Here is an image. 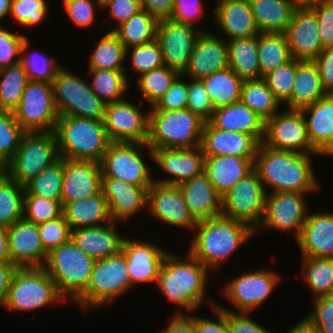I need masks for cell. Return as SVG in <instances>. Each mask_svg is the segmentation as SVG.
Returning a JSON list of instances; mask_svg holds the SVG:
<instances>
[{
	"mask_svg": "<svg viewBox=\"0 0 333 333\" xmlns=\"http://www.w3.org/2000/svg\"><path fill=\"white\" fill-rule=\"evenodd\" d=\"M293 151L276 150L260 143L254 160L257 171L267 193L299 192L310 194L320 190L312 167L311 156ZM271 187V192L266 189Z\"/></svg>",
	"mask_w": 333,
	"mask_h": 333,
	"instance_id": "6da1fadb",
	"label": "cell"
},
{
	"mask_svg": "<svg viewBox=\"0 0 333 333\" xmlns=\"http://www.w3.org/2000/svg\"><path fill=\"white\" fill-rule=\"evenodd\" d=\"M186 253L183 258L168 252L159 269L156 283L169 302L182 308L175 314H191L199 310L204 300H208L205 290L208 273L211 272L188 251Z\"/></svg>",
	"mask_w": 333,
	"mask_h": 333,
	"instance_id": "7a4b0ae2",
	"label": "cell"
},
{
	"mask_svg": "<svg viewBox=\"0 0 333 333\" xmlns=\"http://www.w3.org/2000/svg\"><path fill=\"white\" fill-rule=\"evenodd\" d=\"M193 241L187 250L210 272L219 271L223 263L255 235L246 223L223 215L198 221Z\"/></svg>",
	"mask_w": 333,
	"mask_h": 333,
	"instance_id": "3957f363",
	"label": "cell"
},
{
	"mask_svg": "<svg viewBox=\"0 0 333 333\" xmlns=\"http://www.w3.org/2000/svg\"><path fill=\"white\" fill-rule=\"evenodd\" d=\"M59 156L100 163L111 143L103 120L59 116L54 130Z\"/></svg>",
	"mask_w": 333,
	"mask_h": 333,
	"instance_id": "277c9868",
	"label": "cell"
},
{
	"mask_svg": "<svg viewBox=\"0 0 333 333\" xmlns=\"http://www.w3.org/2000/svg\"><path fill=\"white\" fill-rule=\"evenodd\" d=\"M200 116L189 109L149 110L148 139L150 149L201 147L203 127Z\"/></svg>",
	"mask_w": 333,
	"mask_h": 333,
	"instance_id": "5b68a950",
	"label": "cell"
},
{
	"mask_svg": "<svg viewBox=\"0 0 333 333\" xmlns=\"http://www.w3.org/2000/svg\"><path fill=\"white\" fill-rule=\"evenodd\" d=\"M95 261L70 240L51 249L43 267L59 294L73 303L86 290Z\"/></svg>",
	"mask_w": 333,
	"mask_h": 333,
	"instance_id": "8992f818",
	"label": "cell"
},
{
	"mask_svg": "<svg viewBox=\"0 0 333 333\" xmlns=\"http://www.w3.org/2000/svg\"><path fill=\"white\" fill-rule=\"evenodd\" d=\"M124 252L95 261L86 290L73 302L88 309H101L131 289ZM91 307V308H90Z\"/></svg>",
	"mask_w": 333,
	"mask_h": 333,
	"instance_id": "52a82bcc",
	"label": "cell"
},
{
	"mask_svg": "<svg viewBox=\"0 0 333 333\" xmlns=\"http://www.w3.org/2000/svg\"><path fill=\"white\" fill-rule=\"evenodd\" d=\"M55 282L42 267H17L12 275L3 308L31 312L54 303H67Z\"/></svg>",
	"mask_w": 333,
	"mask_h": 333,
	"instance_id": "ba28073f",
	"label": "cell"
},
{
	"mask_svg": "<svg viewBox=\"0 0 333 333\" xmlns=\"http://www.w3.org/2000/svg\"><path fill=\"white\" fill-rule=\"evenodd\" d=\"M59 158L54 131L25 132L15 155L6 163V174L25 186Z\"/></svg>",
	"mask_w": 333,
	"mask_h": 333,
	"instance_id": "9c48e42d",
	"label": "cell"
},
{
	"mask_svg": "<svg viewBox=\"0 0 333 333\" xmlns=\"http://www.w3.org/2000/svg\"><path fill=\"white\" fill-rule=\"evenodd\" d=\"M62 66L52 80L54 103L59 116L104 120L106 104L85 80Z\"/></svg>",
	"mask_w": 333,
	"mask_h": 333,
	"instance_id": "30bf717a",
	"label": "cell"
},
{
	"mask_svg": "<svg viewBox=\"0 0 333 333\" xmlns=\"http://www.w3.org/2000/svg\"><path fill=\"white\" fill-rule=\"evenodd\" d=\"M142 149L153 161V151L146 143L111 142L100 161L102 178L121 179L148 190L154 179Z\"/></svg>",
	"mask_w": 333,
	"mask_h": 333,
	"instance_id": "8fae6325",
	"label": "cell"
},
{
	"mask_svg": "<svg viewBox=\"0 0 333 333\" xmlns=\"http://www.w3.org/2000/svg\"><path fill=\"white\" fill-rule=\"evenodd\" d=\"M13 113L25 132L54 131L59 114L54 103L52 83L28 80Z\"/></svg>",
	"mask_w": 333,
	"mask_h": 333,
	"instance_id": "7c38bea8",
	"label": "cell"
},
{
	"mask_svg": "<svg viewBox=\"0 0 333 333\" xmlns=\"http://www.w3.org/2000/svg\"><path fill=\"white\" fill-rule=\"evenodd\" d=\"M267 192L255 169L222 197V215L248 224L255 230L262 221Z\"/></svg>",
	"mask_w": 333,
	"mask_h": 333,
	"instance_id": "4fadbf2b",
	"label": "cell"
},
{
	"mask_svg": "<svg viewBox=\"0 0 333 333\" xmlns=\"http://www.w3.org/2000/svg\"><path fill=\"white\" fill-rule=\"evenodd\" d=\"M305 196L304 193L291 191L267 193L263 218L254 234L267 227L287 235L292 233L297 240L308 212Z\"/></svg>",
	"mask_w": 333,
	"mask_h": 333,
	"instance_id": "5bb4252c",
	"label": "cell"
},
{
	"mask_svg": "<svg viewBox=\"0 0 333 333\" xmlns=\"http://www.w3.org/2000/svg\"><path fill=\"white\" fill-rule=\"evenodd\" d=\"M281 277L268 268L246 271L224 285L223 294L240 313H251L261 307L275 291Z\"/></svg>",
	"mask_w": 333,
	"mask_h": 333,
	"instance_id": "9a60e30c",
	"label": "cell"
},
{
	"mask_svg": "<svg viewBox=\"0 0 333 333\" xmlns=\"http://www.w3.org/2000/svg\"><path fill=\"white\" fill-rule=\"evenodd\" d=\"M284 111L277 112L265 121L262 144L276 150L319 154L309 141L302 111L296 109H284Z\"/></svg>",
	"mask_w": 333,
	"mask_h": 333,
	"instance_id": "2e32d148",
	"label": "cell"
},
{
	"mask_svg": "<svg viewBox=\"0 0 333 333\" xmlns=\"http://www.w3.org/2000/svg\"><path fill=\"white\" fill-rule=\"evenodd\" d=\"M124 99L106 105L104 126L111 142L146 143L148 139L149 110Z\"/></svg>",
	"mask_w": 333,
	"mask_h": 333,
	"instance_id": "e0dca14e",
	"label": "cell"
},
{
	"mask_svg": "<svg viewBox=\"0 0 333 333\" xmlns=\"http://www.w3.org/2000/svg\"><path fill=\"white\" fill-rule=\"evenodd\" d=\"M205 29L198 30L171 18L159 20L156 39L164 65L182 74L187 68L198 35L203 31H210Z\"/></svg>",
	"mask_w": 333,
	"mask_h": 333,
	"instance_id": "ac0fdd59",
	"label": "cell"
},
{
	"mask_svg": "<svg viewBox=\"0 0 333 333\" xmlns=\"http://www.w3.org/2000/svg\"><path fill=\"white\" fill-rule=\"evenodd\" d=\"M146 209L155 220L173 227L189 229L192 233L198 224L178 186L154 182L147 190Z\"/></svg>",
	"mask_w": 333,
	"mask_h": 333,
	"instance_id": "d6986e66",
	"label": "cell"
},
{
	"mask_svg": "<svg viewBox=\"0 0 333 333\" xmlns=\"http://www.w3.org/2000/svg\"><path fill=\"white\" fill-rule=\"evenodd\" d=\"M318 20L310 7H297L284 35L292 58L298 61H314L323 51Z\"/></svg>",
	"mask_w": 333,
	"mask_h": 333,
	"instance_id": "ffe728a7",
	"label": "cell"
},
{
	"mask_svg": "<svg viewBox=\"0 0 333 333\" xmlns=\"http://www.w3.org/2000/svg\"><path fill=\"white\" fill-rule=\"evenodd\" d=\"M153 161L169 178L154 179L164 185L179 186L204 171L205 155L202 148H156Z\"/></svg>",
	"mask_w": 333,
	"mask_h": 333,
	"instance_id": "44dd1931",
	"label": "cell"
},
{
	"mask_svg": "<svg viewBox=\"0 0 333 333\" xmlns=\"http://www.w3.org/2000/svg\"><path fill=\"white\" fill-rule=\"evenodd\" d=\"M121 250L125 255L132 288L141 283H157L159 269L168 254L166 249L148 240L125 236Z\"/></svg>",
	"mask_w": 333,
	"mask_h": 333,
	"instance_id": "7402d4cb",
	"label": "cell"
},
{
	"mask_svg": "<svg viewBox=\"0 0 333 333\" xmlns=\"http://www.w3.org/2000/svg\"><path fill=\"white\" fill-rule=\"evenodd\" d=\"M228 67L227 41L217 33L203 31L195 41L187 68L182 75L187 76L186 79L201 80Z\"/></svg>",
	"mask_w": 333,
	"mask_h": 333,
	"instance_id": "603a6c76",
	"label": "cell"
},
{
	"mask_svg": "<svg viewBox=\"0 0 333 333\" xmlns=\"http://www.w3.org/2000/svg\"><path fill=\"white\" fill-rule=\"evenodd\" d=\"M100 163L63 158L61 203L85 199L99 194L102 189Z\"/></svg>",
	"mask_w": 333,
	"mask_h": 333,
	"instance_id": "cb8c5ba5",
	"label": "cell"
},
{
	"mask_svg": "<svg viewBox=\"0 0 333 333\" xmlns=\"http://www.w3.org/2000/svg\"><path fill=\"white\" fill-rule=\"evenodd\" d=\"M11 263L16 267H42L48 252L43 247L37 224L22 218L8 227Z\"/></svg>",
	"mask_w": 333,
	"mask_h": 333,
	"instance_id": "d4e9b609",
	"label": "cell"
},
{
	"mask_svg": "<svg viewBox=\"0 0 333 333\" xmlns=\"http://www.w3.org/2000/svg\"><path fill=\"white\" fill-rule=\"evenodd\" d=\"M105 196L112 221L122 223L146 209L147 190L117 178H102Z\"/></svg>",
	"mask_w": 333,
	"mask_h": 333,
	"instance_id": "484cf974",
	"label": "cell"
},
{
	"mask_svg": "<svg viewBox=\"0 0 333 333\" xmlns=\"http://www.w3.org/2000/svg\"><path fill=\"white\" fill-rule=\"evenodd\" d=\"M212 15L221 29L222 37L228 40L248 38L260 33L249 0H216ZM220 28V29H219Z\"/></svg>",
	"mask_w": 333,
	"mask_h": 333,
	"instance_id": "4316f807",
	"label": "cell"
},
{
	"mask_svg": "<svg viewBox=\"0 0 333 333\" xmlns=\"http://www.w3.org/2000/svg\"><path fill=\"white\" fill-rule=\"evenodd\" d=\"M259 145L252 135L217 129L208 121L204 124L201 148L205 156L256 157Z\"/></svg>",
	"mask_w": 333,
	"mask_h": 333,
	"instance_id": "83f0119b",
	"label": "cell"
},
{
	"mask_svg": "<svg viewBox=\"0 0 333 333\" xmlns=\"http://www.w3.org/2000/svg\"><path fill=\"white\" fill-rule=\"evenodd\" d=\"M302 257L333 258V212L306 216L297 240Z\"/></svg>",
	"mask_w": 333,
	"mask_h": 333,
	"instance_id": "f1b7e54d",
	"label": "cell"
},
{
	"mask_svg": "<svg viewBox=\"0 0 333 333\" xmlns=\"http://www.w3.org/2000/svg\"><path fill=\"white\" fill-rule=\"evenodd\" d=\"M117 232V223L112 221L102 226L73 229L71 240L95 260L105 259L121 250L125 236Z\"/></svg>",
	"mask_w": 333,
	"mask_h": 333,
	"instance_id": "f546056e",
	"label": "cell"
},
{
	"mask_svg": "<svg viewBox=\"0 0 333 333\" xmlns=\"http://www.w3.org/2000/svg\"><path fill=\"white\" fill-rule=\"evenodd\" d=\"M188 209L197 221L222 215V199L203 171L178 186Z\"/></svg>",
	"mask_w": 333,
	"mask_h": 333,
	"instance_id": "4dcf8cb0",
	"label": "cell"
},
{
	"mask_svg": "<svg viewBox=\"0 0 333 333\" xmlns=\"http://www.w3.org/2000/svg\"><path fill=\"white\" fill-rule=\"evenodd\" d=\"M208 122L217 129L252 135L259 143L264 139L265 120L241 101L214 109Z\"/></svg>",
	"mask_w": 333,
	"mask_h": 333,
	"instance_id": "1f68e13d",
	"label": "cell"
},
{
	"mask_svg": "<svg viewBox=\"0 0 333 333\" xmlns=\"http://www.w3.org/2000/svg\"><path fill=\"white\" fill-rule=\"evenodd\" d=\"M255 157L233 155L205 156L204 172L222 197L238 181L254 169Z\"/></svg>",
	"mask_w": 333,
	"mask_h": 333,
	"instance_id": "d6a6232c",
	"label": "cell"
},
{
	"mask_svg": "<svg viewBox=\"0 0 333 333\" xmlns=\"http://www.w3.org/2000/svg\"><path fill=\"white\" fill-rule=\"evenodd\" d=\"M313 148L322 155L333 144V94L301 109Z\"/></svg>",
	"mask_w": 333,
	"mask_h": 333,
	"instance_id": "836d02e7",
	"label": "cell"
},
{
	"mask_svg": "<svg viewBox=\"0 0 333 333\" xmlns=\"http://www.w3.org/2000/svg\"><path fill=\"white\" fill-rule=\"evenodd\" d=\"M62 215L71 230L102 226L112 222L102 191L92 197L63 204Z\"/></svg>",
	"mask_w": 333,
	"mask_h": 333,
	"instance_id": "e575fe53",
	"label": "cell"
},
{
	"mask_svg": "<svg viewBox=\"0 0 333 333\" xmlns=\"http://www.w3.org/2000/svg\"><path fill=\"white\" fill-rule=\"evenodd\" d=\"M314 61L296 60V72L291 97L284 103L287 109L301 110L326 96Z\"/></svg>",
	"mask_w": 333,
	"mask_h": 333,
	"instance_id": "d590c367",
	"label": "cell"
},
{
	"mask_svg": "<svg viewBox=\"0 0 333 333\" xmlns=\"http://www.w3.org/2000/svg\"><path fill=\"white\" fill-rule=\"evenodd\" d=\"M260 33H284L297 6L292 0H249Z\"/></svg>",
	"mask_w": 333,
	"mask_h": 333,
	"instance_id": "8d00e7d4",
	"label": "cell"
},
{
	"mask_svg": "<svg viewBox=\"0 0 333 333\" xmlns=\"http://www.w3.org/2000/svg\"><path fill=\"white\" fill-rule=\"evenodd\" d=\"M228 63L243 80L260 79L258 35L227 41Z\"/></svg>",
	"mask_w": 333,
	"mask_h": 333,
	"instance_id": "74e56055",
	"label": "cell"
},
{
	"mask_svg": "<svg viewBox=\"0 0 333 333\" xmlns=\"http://www.w3.org/2000/svg\"><path fill=\"white\" fill-rule=\"evenodd\" d=\"M201 80L214 109L240 101L244 80L229 67Z\"/></svg>",
	"mask_w": 333,
	"mask_h": 333,
	"instance_id": "f35d334b",
	"label": "cell"
},
{
	"mask_svg": "<svg viewBox=\"0 0 333 333\" xmlns=\"http://www.w3.org/2000/svg\"><path fill=\"white\" fill-rule=\"evenodd\" d=\"M158 20L147 11L141 10L117 26L113 32L125 49L152 42L156 39Z\"/></svg>",
	"mask_w": 333,
	"mask_h": 333,
	"instance_id": "ab89813d",
	"label": "cell"
},
{
	"mask_svg": "<svg viewBox=\"0 0 333 333\" xmlns=\"http://www.w3.org/2000/svg\"><path fill=\"white\" fill-rule=\"evenodd\" d=\"M94 45L89 58V70L108 69L126 72L123 66L126 61V49L113 31L106 32Z\"/></svg>",
	"mask_w": 333,
	"mask_h": 333,
	"instance_id": "60d3db41",
	"label": "cell"
},
{
	"mask_svg": "<svg viewBox=\"0 0 333 333\" xmlns=\"http://www.w3.org/2000/svg\"><path fill=\"white\" fill-rule=\"evenodd\" d=\"M92 91L107 105L122 101L130 87L125 71L108 69L88 70Z\"/></svg>",
	"mask_w": 333,
	"mask_h": 333,
	"instance_id": "b9f144b4",
	"label": "cell"
},
{
	"mask_svg": "<svg viewBox=\"0 0 333 333\" xmlns=\"http://www.w3.org/2000/svg\"><path fill=\"white\" fill-rule=\"evenodd\" d=\"M302 276L314 299L333 296V258L302 257Z\"/></svg>",
	"mask_w": 333,
	"mask_h": 333,
	"instance_id": "7bdbcfd3",
	"label": "cell"
},
{
	"mask_svg": "<svg viewBox=\"0 0 333 333\" xmlns=\"http://www.w3.org/2000/svg\"><path fill=\"white\" fill-rule=\"evenodd\" d=\"M260 78L292 59L284 33H259Z\"/></svg>",
	"mask_w": 333,
	"mask_h": 333,
	"instance_id": "ee69618b",
	"label": "cell"
},
{
	"mask_svg": "<svg viewBox=\"0 0 333 333\" xmlns=\"http://www.w3.org/2000/svg\"><path fill=\"white\" fill-rule=\"evenodd\" d=\"M240 101L265 121L281 108V103L274 97L263 78L244 80Z\"/></svg>",
	"mask_w": 333,
	"mask_h": 333,
	"instance_id": "f6af8a7d",
	"label": "cell"
},
{
	"mask_svg": "<svg viewBox=\"0 0 333 333\" xmlns=\"http://www.w3.org/2000/svg\"><path fill=\"white\" fill-rule=\"evenodd\" d=\"M180 73L167 66H161L136 78L137 88L145 103L151 108L171 87Z\"/></svg>",
	"mask_w": 333,
	"mask_h": 333,
	"instance_id": "bcb514c9",
	"label": "cell"
},
{
	"mask_svg": "<svg viewBox=\"0 0 333 333\" xmlns=\"http://www.w3.org/2000/svg\"><path fill=\"white\" fill-rule=\"evenodd\" d=\"M25 187L7 174L0 179V225L9 227L23 218Z\"/></svg>",
	"mask_w": 333,
	"mask_h": 333,
	"instance_id": "7dc6e473",
	"label": "cell"
},
{
	"mask_svg": "<svg viewBox=\"0 0 333 333\" xmlns=\"http://www.w3.org/2000/svg\"><path fill=\"white\" fill-rule=\"evenodd\" d=\"M28 78L18 62L0 69V110L13 112L18 106Z\"/></svg>",
	"mask_w": 333,
	"mask_h": 333,
	"instance_id": "c3c4849f",
	"label": "cell"
},
{
	"mask_svg": "<svg viewBox=\"0 0 333 333\" xmlns=\"http://www.w3.org/2000/svg\"><path fill=\"white\" fill-rule=\"evenodd\" d=\"M30 40L26 37L22 42L19 63L24 68L28 80L52 83L59 69L63 66L45 53H29ZM28 51V52H27Z\"/></svg>",
	"mask_w": 333,
	"mask_h": 333,
	"instance_id": "681fc988",
	"label": "cell"
},
{
	"mask_svg": "<svg viewBox=\"0 0 333 333\" xmlns=\"http://www.w3.org/2000/svg\"><path fill=\"white\" fill-rule=\"evenodd\" d=\"M62 181L63 158L60 157L24 186V195H36L52 200H61Z\"/></svg>",
	"mask_w": 333,
	"mask_h": 333,
	"instance_id": "f907efd6",
	"label": "cell"
},
{
	"mask_svg": "<svg viewBox=\"0 0 333 333\" xmlns=\"http://www.w3.org/2000/svg\"><path fill=\"white\" fill-rule=\"evenodd\" d=\"M47 0H12L9 16L11 23L32 28L44 23L48 15ZM13 21V22H12Z\"/></svg>",
	"mask_w": 333,
	"mask_h": 333,
	"instance_id": "816d5d0a",
	"label": "cell"
},
{
	"mask_svg": "<svg viewBox=\"0 0 333 333\" xmlns=\"http://www.w3.org/2000/svg\"><path fill=\"white\" fill-rule=\"evenodd\" d=\"M61 200L24 195L23 218L37 225L62 216Z\"/></svg>",
	"mask_w": 333,
	"mask_h": 333,
	"instance_id": "f5cc1de1",
	"label": "cell"
},
{
	"mask_svg": "<svg viewBox=\"0 0 333 333\" xmlns=\"http://www.w3.org/2000/svg\"><path fill=\"white\" fill-rule=\"evenodd\" d=\"M129 55L130 58L128 57ZM127 58L130 59L131 69L134 70V73H138L137 77L145 72L164 66L161 48L157 39L126 49V60Z\"/></svg>",
	"mask_w": 333,
	"mask_h": 333,
	"instance_id": "db71d44e",
	"label": "cell"
},
{
	"mask_svg": "<svg viewBox=\"0 0 333 333\" xmlns=\"http://www.w3.org/2000/svg\"><path fill=\"white\" fill-rule=\"evenodd\" d=\"M24 133L13 112L0 110V159L5 164L15 155Z\"/></svg>",
	"mask_w": 333,
	"mask_h": 333,
	"instance_id": "11a10c76",
	"label": "cell"
},
{
	"mask_svg": "<svg viewBox=\"0 0 333 333\" xmlns=\"http://www.w3.org/2000/svg\"><path fill=\"white\" fill-rule=\"evenodd\" d=\"M295 72L296 60L292 58L289 62L279 66L277 69L269 71L263 76L268 88L282 106L291 97Z\"/></svg>",
	"mask_w": 333,
	"mask_h": 333,
	"instance_id": "9f6ffc18",
	"label": "cell"
},
{
	"mask_svg": "<svg viewBox=\"0 0 333 333\" xmlns=\"http://www.w3.org/2000/svg\"><path fill=\"white\" fill-rule=\"evenodd\" d=\"M65 12L69 20H71L76 27L89 28L95 23L96 8L102 10L101 0H62ZM97 3V4H95ZM96 5V6H95ZM96 7V8H95Z\"/></svg>",
	"mask_w": 333,
	"mask_h": 333,
	"instance_id": "6f0895ef",
	"label": "cell"
},
{
	"mask_svg": "<svg viewBox=\"0 0 333 333\" xmlns=\"http://www.w3.org/2000/svg\"><path fill=\"white\" fill-rule=\"evenodd\" d=\"M38 227L43 247L47 252L71 240V228L63 215L41 223Z\"/></svg>",
	"mask_w": 333,
	"mask_h": 333,
	"instance_id": "680465c9",
	"label": "cell"
},
{
	"mask_svg": "<svg viewBox=\"0 0 333 333\" xmlns=\"http://www.w3.org/2000/svg\"><path fill=\"white\" fill-rule=\"evenodd\" d=\"M190 79L188 83V98L186 109H189L192 113L197 114L203 120L208 121L214 108L209 99L208 93L200 79Z\"/></svg>",
	"mask_w": 333,
	"mask_h": 333,
	"instance_id": "91938a15",
	"label": "cell"
},
{
	"mask_svg": "<svg viewBox=\"0 0 333 333\" xmlns=\"http://www.w3.org/2000/svg\"><path fill=\"white\" fill-rule=\"evenodd\" d=\"M26 36L0 24V69L19 62L22 42Z\"/></svg>",
	"mask_w": 333,
	"mask_h": 333,
	"instance_id": "94428289",
	"label": "cell"
},
{
	"mask_svg": "<svg viewBox=\"0 0 333 333\" xmlns=\"http://www.w3.org/2000/svg\"><path fill=\"white\" fill-rule=\"evenodd\" d=\"M183 79V80H182ZM180 74L169 90L149 110H183L187 106L188 82Z\"/></svg>",
	"mask_w": 333,
	"mask_h": 333,
	"instance_id": "6125c7cd",
	"label": "cell"
},
{
	"mask_svg": "<svg viewBox=\"0 0 333 333\" xmlns=\"http://www.w3.org/2000/svg\"><path fill=\"white\" fill-rule=\"evenodd\" d=\"M312 309L306 318L319 333H333V296L318 297L313 300Z\"/></svg>",
	"mask_w": 333,
	"mask_h": 333,
	"instance_id": "be15d7a7",
	"label": "cell"
},
{
	"mask_svg": "<svg viewBox=\"0 0 333 333\" xmlns=\"http://www.w3.org/2000/svg\"><path fill=\"white\" fill-rule=\"evenodd\" d=\"M310 8L318 20V32L323 48L333 47V0H322Z\"/></svg>",
	"mask_w": 333,
	"mask_h": 333,
	"instance_id": "e7e4bbea",
	"label": "cell"
},
{
	"mask_svg": "<svg viewBox=\"0 0 333 333\" xmlns=\"http://www.w3.org/2000/svg\"><path fill=\"white\" fill-rule=\"evenodd\" d=\"M204 3L202 0H174L171 19L195 28L204 16Z\"/></svg>",
	"mask_w": 333,
	"mask_h": 333,
	"instance_id": "03108f58",
	"label": "cell"
},
{
	"mask_svg": "<svg viewBox=\"0 0 333 333\" xmlns=\"http://www.w3.org/2000/svg\"><path fill=\"white\" fill-rule=\"evenodd\" d=\"M103 10H108L112 22L115 21L116 25L111 29L113 31L121 23L138 14L142 8L139 0H103Z\"/></svg>",
	"mask_w": 333,
	"mask_h": 333,
	"instance_id": "003e7915",
	"label": "cell"
},
{
	"mask_svg": "<svg viewBox=\"0 0 333 333\" xmlns=\"http://www.w3.org/2000/svg\"><path fill=\"white\" fill-rule=\"evenodd\" d=\"M216 306L227 311V327L229 333H273L257 321L251 319V313H237L233 310L222 307L219 303Z\"/></svg>",
	"mask_w": 333,
	"mask_h": 333,
	"instance_id": "a7ac6f4b",
	"label": "cell"
},
{
	"mask_svg": "<svg viewBox=\"0 0 333 333\" xmlns=\"http://www.w3.org/2000/svg\"><path fill=\"white\" fill-rule=\"evenodd\" d=\"M208 306L211 311L216 315L217 321L205 317L196 316L194 314V324L196 333H229L227 327V311H223L216 306V301L209 300Z\"/></svg>",
	"mask_w": 333,
	"mask_h": 333,
	"instance_id": "89a4df30",
	"label": "cell"
},
{
	"mask_svg": "<svg viewBox=\"0 0 333 333\" xmlns=\"http://www.w3.org/2000/svg\"><path fill=\"white\" fill-rule=\"evenodd\" d=\"M321 84L327 94H333V47L324 48L314 60Z\"/></svg>",
	"mask_w": 333,
	"mask_h": 333,
	"instance_id": "2644e50d",
	"label": "cell"
},
{
	"mask_svg": "<svg viewBox=\"0 0 333 333\" xmlns=\"http://www.w3.org/2000/svg\"><path fill=\"white\" fill-rule=\"evenodd\" d=\"M142 10L147 11L158 21L170 19L173 13L174 0H139Z\"/></svg>",
	"mask_w": 333,
	"mask_h": 333,
	"instance_id": "8c879c8a",
	"label": "cell"
},
{
	"mask_svg": "<svg viewBox=\"0 0 333 333\" xmlns=\"http://www.w3.org/2000/svg\"><path fill=\"white\" fill-rule=\"evenodd\" d=\"M166 326L159 333H196L193 312L191 314H174Z\"/></svg>",
	"mask_w": 333,
	"mask_h": 333,
	"instance_id": "753ad0ef",
	"label": "cell"
},
{
	"mask_svg": "<svg viewBox=\"0 0 333 333\" xmlns=\"http://www.w3.org/2000/svg\"><path fill=\"white\" fill-rule=\"evenodd\" d=\"M17 267L11 262L0 263V306L3 307L10 286L12 275Z\"/></svg>",
	"mask_w": 333,
	"mask_h": 333,
	"instance_id": "34e18365",
	"label": "cell"
},
{
	"mask_svg": "<svg viewBox=\"0 0 333 333\" xmlns=\"http://www.w3.org/2000/svg\"><path fill=\"white\" fill-rule=\"evenodd\" d=\"M11 262L8 246V227L0 225V263Z\"/></svg>",
	"mask_w": 333,
	"mask_h": 333,
	"instance_id": "11e5206c",
	"label": "cell"
},
{
	"mask_svg": "<svg viewBox=\"0 0 333 333\" xmlns=\"http://www.w3.org/2000/svg\"><path fill=\"white\" fill-rule=\"evenodd\" d=\"M286 333H319L318 329L304 316L297 324L293 325Z\"/></svg>",
	"mask_w": 333,
	"mask_h": 333,
	"instance_id": "2a66077c",
	"label": "cell"
},
{
	"mask_svg": "<svg viewBox=\"0 0 333 333\" xmlns=\"http://www.w3.org/2000/svg\"><path fill=\"white\" fill-rule=\"evenodd\" d=\"M12 0H0V21L9 16Z\"/></svg>",
	"mask_w": 333,
	"mask_h": 333,
	"instance_id": "b9fcfbb0",
	"label": "cell"
},
{
	"mask_svg": "<svg viewBox=\"0 0 333 333\" xmlns=\"http://www.w3.org/2000/svg\"><path fill=\"white\" fill-rule=\"evenodd\" d=\"M322 0H292L297 7H310Z\"/></svg>",
	"mask_w": 333,
	"mask_h": 333,
	"instance_id": "09005b40",
	"label": "cell"
},
{
	"mask_svg": "<svg viewBox=\"0 0 333 333\" xmlns=\"http://www.w3.org/2000/svg\"><path fill=\"white\" fill-rule=\"evenodd\" d=\"M6 175V164L0 159V179Z\"/></svg>",
	"mask_w": 333,
	"mask_h": 333,
	"instance_id": "979ff035",
	"label": "cell"
},
{
	"mask_svg": "<svg viewBox=\"0 0 333 333\" xmlns=\"http://www.w3.org/2000/svg\"><path fill=\"white\" fill-rule=\"evenodd\" d=\"M333 156V144L321 156Z\"/></svg>",
	"mask_w": 333,
	"mask_h": 333,
	"instance_id": "deb4b68c",
	"label": "cell"
}]
</instances>
